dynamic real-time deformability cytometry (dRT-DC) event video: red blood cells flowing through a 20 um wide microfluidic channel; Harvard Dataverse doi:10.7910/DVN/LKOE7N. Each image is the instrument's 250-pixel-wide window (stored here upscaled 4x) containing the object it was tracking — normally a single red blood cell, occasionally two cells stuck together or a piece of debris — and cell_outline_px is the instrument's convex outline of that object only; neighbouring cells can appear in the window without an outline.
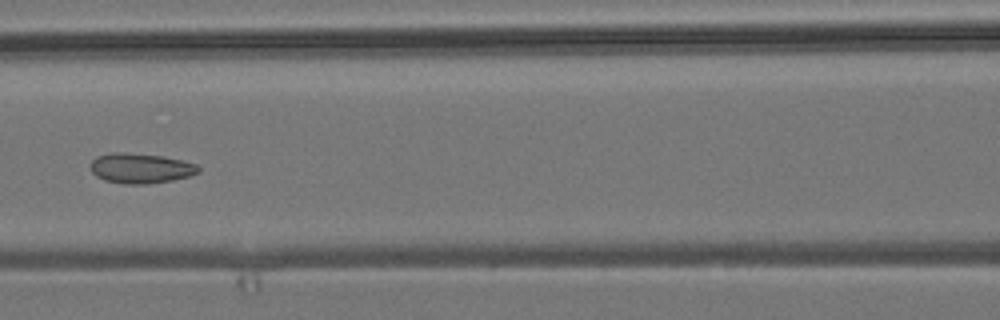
{"species": "common noctule bat (a hibernating species)", "species_latin": "Nyctalus noctula", "temperature_condition": "room temperature", "stored_images_in_passage": 7, "camera_frame_rate_fps": 3000, "um_per_image_px": 0.085, "animal": {"sex": "male", "body_mass_g": 19.2, "forearm_length_mm": 51.8}, "frame": {"image": 1, "passage_image": 7, "time_ms": 7.0, "image_size_px": [1000, 320], "cell_outline_px": [[200, 172], [188, 176], [172, 180], [148, 184], [124, 184], [104, 180], [96, 176], [92, 172], [92, 160], [96, 156], [112, 152], [120, 152], [160, 156], [180, 160], [196, 164], [200, 168]], "centroid_in_image_um": [11.94, 14.31], "position_along_channel_um": 154.7, "area_um2": 18.73}}